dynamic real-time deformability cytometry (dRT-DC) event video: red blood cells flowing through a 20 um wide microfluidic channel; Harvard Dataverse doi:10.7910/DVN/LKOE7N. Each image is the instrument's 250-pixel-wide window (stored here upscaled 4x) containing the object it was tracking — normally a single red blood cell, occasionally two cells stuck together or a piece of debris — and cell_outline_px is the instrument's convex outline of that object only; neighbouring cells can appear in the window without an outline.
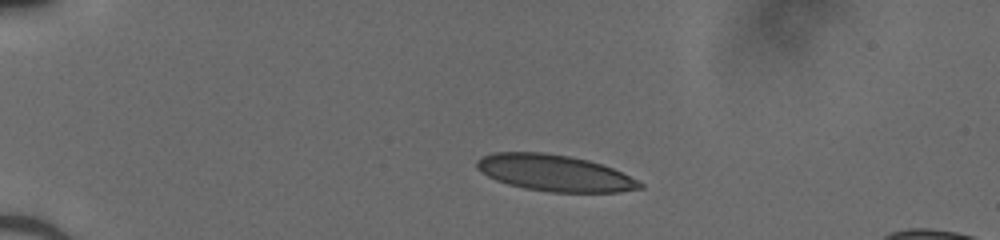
{"species": "human", "species_latin": "Homo sapiens", "temperature_condition": "cold", "stored_images_in_passage": 39, "camera_frame_rate_fps": 3000, "um_per_image_px": 0.085, "donor": {"sex": "male"}, "frame": {"image": 1, "passage_image": 1, "time_ms": 0.0, "image_size_px": [1000, 240], "cell_outline_px": [[644, 188], [620, 192], [548, 192], [524, 188], [508, 184], [496, 180], [488, 176], [476, 168], [476, 160], [492, 152], [544, 152], [568, 156], [588, 160], [612, 168], [644, 184]], "centroid_in_image_um": [47.11, 14.71], "position_along_channel_um": 37.9, "area_um2": 34.45}}
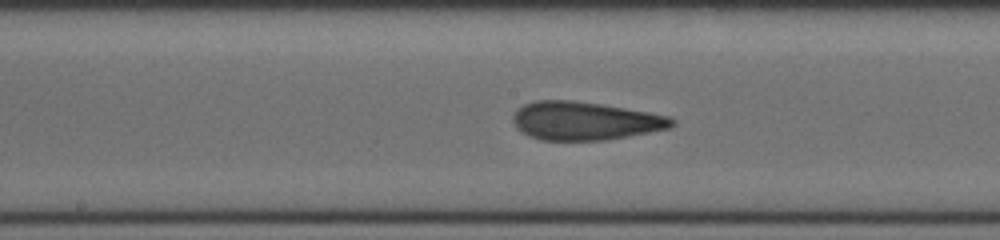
{"frame": {"image": 2, "passage_image": 17, "time_ms": 5.333, "image_size_px": [1000, 240], "cell_outline_px": [[676, 124], [672, 128], [608, 140], [540, 140], [528, 136], [516, 128], [512, 120], [516, 112], [524, 104], [536, 100], [572, 100], [600, 104], [648, 112], [668, 116], [676, 120]], "centroid_in_image_um": [49.74, 10.28], "position_along_channel_um": 198.5, "area_um2": 35.55}}
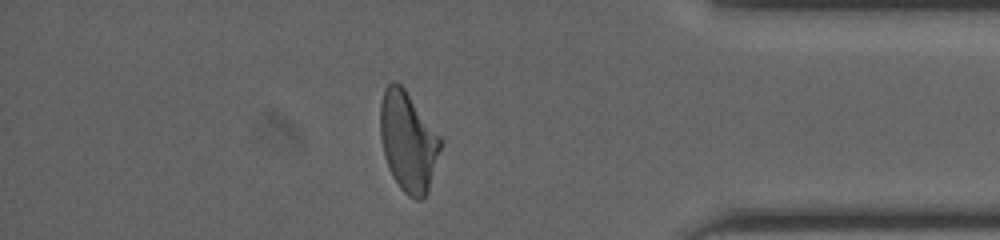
{"frame": {"image": 3, "passage_image": 33, "time_ms": 10.667, "image_size_px": [1000, 240], "cell_outline_px": [[440, 148], [428, 192], [424, 200], [416, 200], [408, 196], [400, 188], [392, 176], [388, 168], [384, 156], [380, 136], [380, 104], [384, 88], [392, 80], [396, 80], [404, 88], [440, 136]], "centroid_in_image_um": [34.65, 12.04], "position_along_channel_um": 400.5, "area_um2": 34.97}}